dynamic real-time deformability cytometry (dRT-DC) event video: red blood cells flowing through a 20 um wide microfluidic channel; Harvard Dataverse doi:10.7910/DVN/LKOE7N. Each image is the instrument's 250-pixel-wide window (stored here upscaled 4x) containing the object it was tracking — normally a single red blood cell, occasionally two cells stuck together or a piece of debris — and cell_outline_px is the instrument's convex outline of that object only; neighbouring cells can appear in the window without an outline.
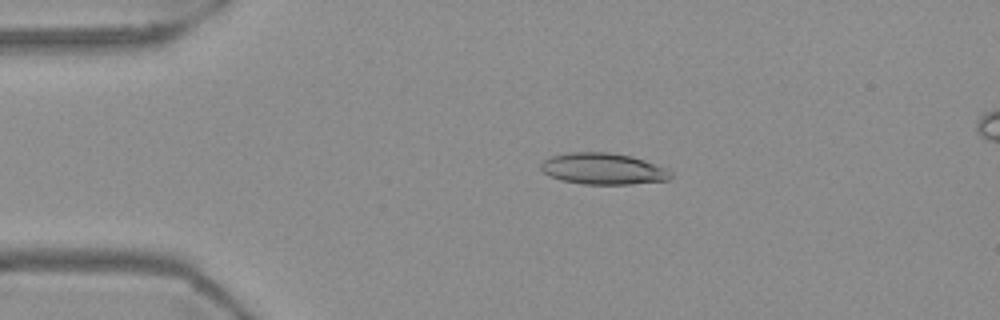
{"species": "Egyptian fruit bat (a non-hibernating species)", "species_latin": "Rousettus aegyptiacus", "temperature_condition": "warm", "stored_images_in_passage": 53, "camera_frame_rate_fps": 3000, "um_per_image_px": 0.085, "frame": {"image": 1, "passage_image": 10, "time_ms": 3.0, "image_size_px": [1000, 320], "cell_outline_px": [[672, 176], [668, 180], [628, 184], [584, 184], [564, 180], [552, 176], [544, 172], [540, 168], [540, 164], [544, 160], [552, 156], [568, 152], [608, 152], [632, 156], [668, 168], [672, 172]], "centroid_in_image_um": [51.3, 14.33], "position_along_channel_um": 33.7, "area_um2": 23.64}}
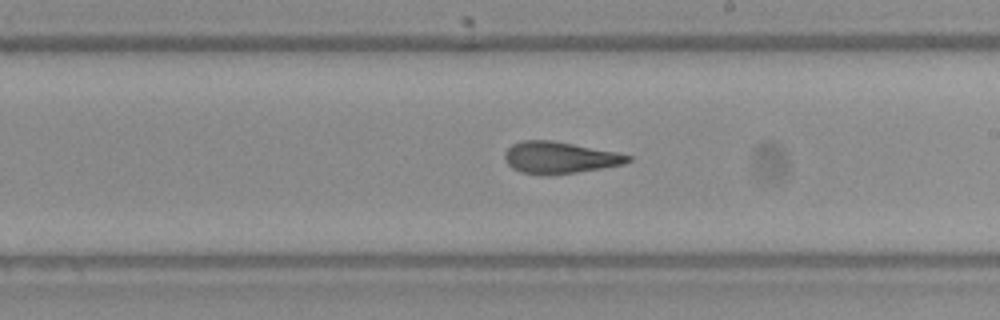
{"frame": {"image": 2, "passage_image": 30, "time_ms": 9.667, "image_size_px": [1000, 320], "cell_outline_px": [[632, 160], [624, 164], [576, 172], [544, 176], [520, 172], [512, 168], [508, 164], [504, 156], [504, 152], [512, 144], [524, 140], [552, 140], [616, 152], [632, 156]], "centroid_in_image_um": [47.54, 13.4], "position_along_channel_um": 241.5, "area_um2": 22.77}}
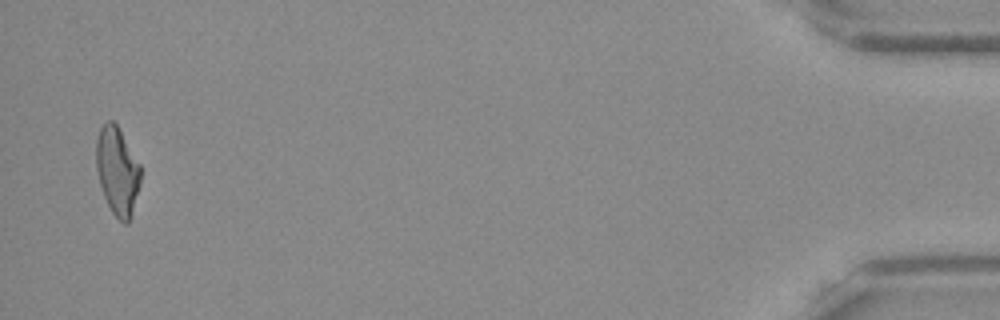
{"frame": {"image": 3, "passage_image": 52, "time_ms": 17.0, "image_size_px": [1000, 320], "cell_outline_px": [[140, 184], [132, 212], [128, 224], [124, 224], [112, 212], [104, 196], [100, 184], [96, 168], [96, 140], [100, 128], [108, 120], [112, 120], [116, 124], [140, 164]], "centroid_in_image_um": [9.97, 14.53], "position_along_channel_um": 425.2, "area_um2": 22.48}, "authors_computed_cell_mechanics": {"area_um2": 23.12, "velocity_mm_per_s": 3.7204, "shape_relaxation_time_tau1_ms": 4.5124, "shape_relaxation_time_tau2_ms": 1.8306, "deformation_change_tau1": 0.1909, "deformation_change_tau2": 0.1204}}